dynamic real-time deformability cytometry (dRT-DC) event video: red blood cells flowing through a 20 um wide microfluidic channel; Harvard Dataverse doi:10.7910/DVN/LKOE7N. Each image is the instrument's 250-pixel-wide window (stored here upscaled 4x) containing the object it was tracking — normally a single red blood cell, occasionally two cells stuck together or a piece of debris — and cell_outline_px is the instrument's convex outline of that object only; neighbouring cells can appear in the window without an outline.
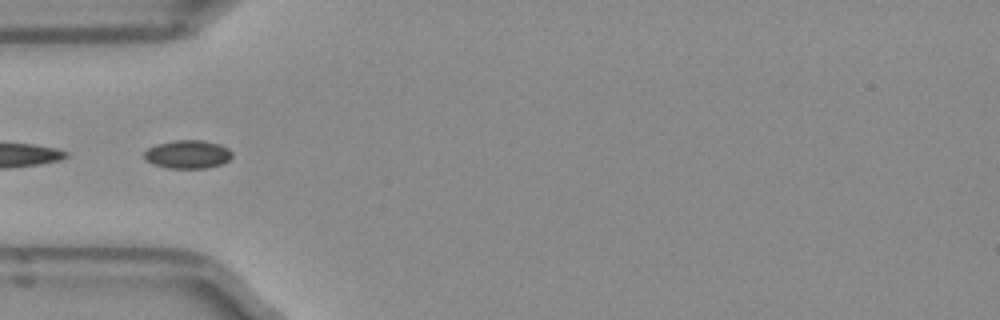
{"species": "Egyptian fruit bat (a non-hibernating species)", "species_latin": "Rousettus aegyptiacus", "temperature_condition": "room temperature", "stored_images_in_passage": 4, "camera_frame_rate_fps": 3000, "um_per_image_px": 0.085, "frame": {"image": 1, "passage_image": 1, "time_ms": 0.0, "image_size_px": [1000, 320], "cell_outline_px": [[232, 156], [228, 160], [220, 164], [208, 168], [168, 168], [144, 160], [144, 152], [148, 148], [156, 144], [172, 140], [204, 140], [220, 144], [228, 148], [232, 152]], "centroid_in_image_um": [15.95, 13.1], "position_along_channel_um": 69.0, "area_um2": 14.57}}